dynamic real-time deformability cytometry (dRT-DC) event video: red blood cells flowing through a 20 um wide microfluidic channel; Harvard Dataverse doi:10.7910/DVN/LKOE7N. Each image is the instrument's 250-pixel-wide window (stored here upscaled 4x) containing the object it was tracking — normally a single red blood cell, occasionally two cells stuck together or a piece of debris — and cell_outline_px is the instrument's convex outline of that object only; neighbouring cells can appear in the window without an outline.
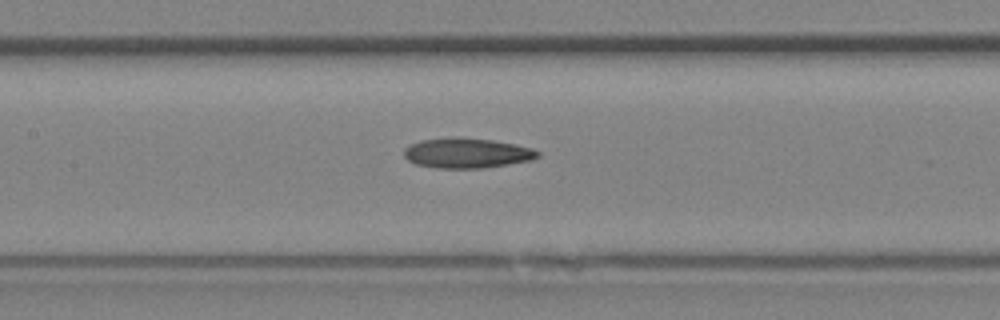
{"species": "Egyptian fruit bat (a non-hibernating species)", "species_latin": "Rousettus aegyptiacus", "temperature_condition": "room temperature", "stored_images_in_passage": 17, "camera_frame_rate_fps": 3000, "um_per_image_px": 0.085, "animal": {"sex": "female"}, "frame": {"image": 1, "passage_image": 6, "time_ms": 1.667, "image_size_px": [1000, 320], "cell_outline_px": [[540, 156], [532, 160], [484, 168], [436, 168], [416, 164], [408, 160], [404, 156], [404, 148], [408, 144], [420, 140], [452, 136], [460, 136], [492, 140], [516, 144], [532, 148], [540, 152]], "centroid_in_image_um": [39.67, 12.99], "position_along_channel_um": 167.7, "area_um2": 23.81}}
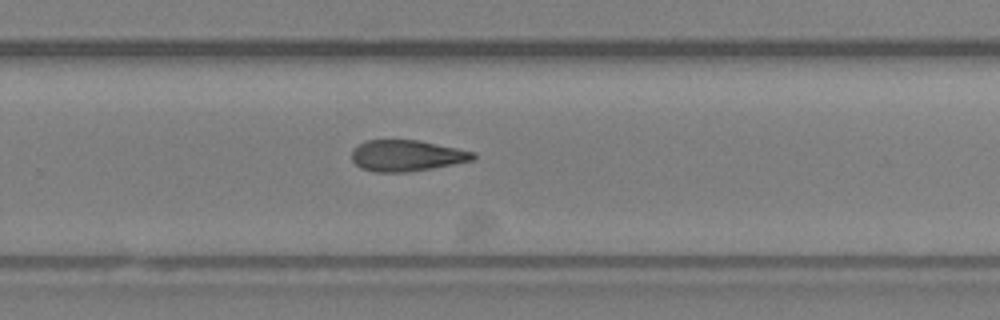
{"frame": {"image": 2, "passage_image": 12, "time_ms": 3.667, "image_size_px": [1000, 320], "cell_outline_px": [[476, 156], [472, 160], [452, 164], [408, 172], [372, 172], [360, 168], [352, 160], [352, 148], [364, 140], [420, 140], [476, 152]], "centroid_in_image_um": [34.52, 13.22], "position_along_channel_um": 295.3, "area_um2": 22.14}}